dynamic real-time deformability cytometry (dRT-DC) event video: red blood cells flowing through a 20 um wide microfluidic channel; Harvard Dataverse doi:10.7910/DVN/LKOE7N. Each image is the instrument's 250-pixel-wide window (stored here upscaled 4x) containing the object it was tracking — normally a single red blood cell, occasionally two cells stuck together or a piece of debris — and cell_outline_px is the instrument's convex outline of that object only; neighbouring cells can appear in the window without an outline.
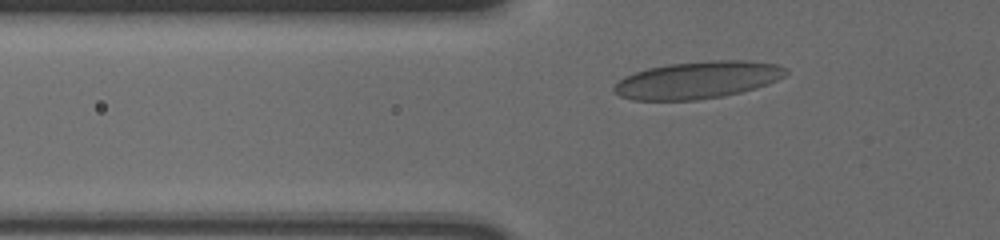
{"species": "human", "species_latin": "Homo sapiens", "temperature_condition": "cold", "stored_images_in_passage": 33, "camera_frame_rate_fps": 3000, "um_per_image_px": 0.085, "donor": {"sex": "male"}, "frame": {"image": 1, "passage_image": 2, "time_ms": 0.333, "image_size_px": [1000, 240], "cell_outline_px": [[788, 72], [784, 76], [768, 84], [756, 88], [724, 96], [696, 100], [632, 100], [620, 96], [612, 92], [612, 88], [624, 76], [648, 68], [668, 64], [708, 60], [752, 60], [776, 64], [788, 68]], "centroid_in_image_um": [59.31, 6.79], "position_along_channel_um": 66.5, "area_um2": 37.51}}
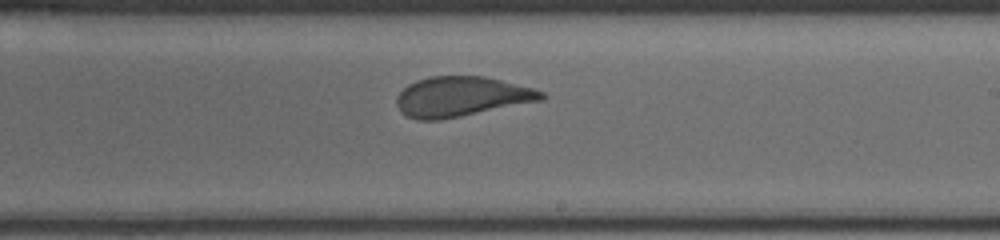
{"frame": {"image": 2, "passage_image": 18, "time_ms": 5.667, "image_size_px": [1000, 240], "cell_outline_px": [[548, 96], [544, 100], [440, 120], [420, 120], [408, 116], [400, 112], [396, 104], [396, 96], [408, 84], [416, 80], [428, 76], [484, 76], [532, 88], [544, 92]], "centroid_in_image_um": [39.21, 8.21], "position_along_channel_um": 249.8, "area_um2": 33.76}}
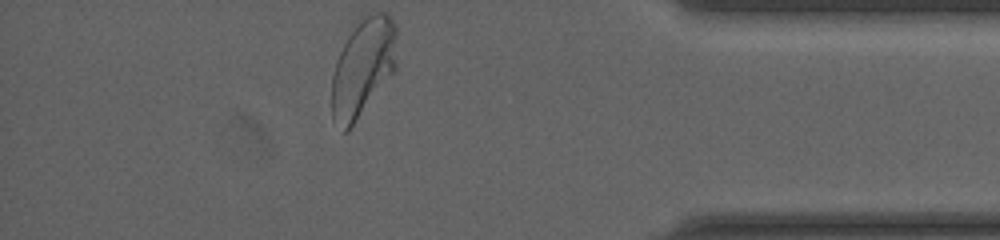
{"frame": {"image": 3, "passage_image": 33, "time_ms": 10.667, "image_size_px": [1000, 240], "cell_outline_px": [[396, 72], [348, 132], [344, 132], [332, 120], [332, 76], [336, 60], [348, 36], [360, 16], [376, 12], [388, 12], [396, 24]], "centroid_in_image_um": [30.88, 5.74], "position_along_channel_um": 404.3, "area_um2": 38.03}, "authors_computed_cell_mechanics": {"area_um2": 34.391, "velocity_mm_per_s": 3.5832, "shape_relaxation_time_tau1_ms": 6.8301, "shape_relaxation_time_tau2_ms": null, "deformation_change_tau1": 0.1665, "deformation_change_tau2": null}}